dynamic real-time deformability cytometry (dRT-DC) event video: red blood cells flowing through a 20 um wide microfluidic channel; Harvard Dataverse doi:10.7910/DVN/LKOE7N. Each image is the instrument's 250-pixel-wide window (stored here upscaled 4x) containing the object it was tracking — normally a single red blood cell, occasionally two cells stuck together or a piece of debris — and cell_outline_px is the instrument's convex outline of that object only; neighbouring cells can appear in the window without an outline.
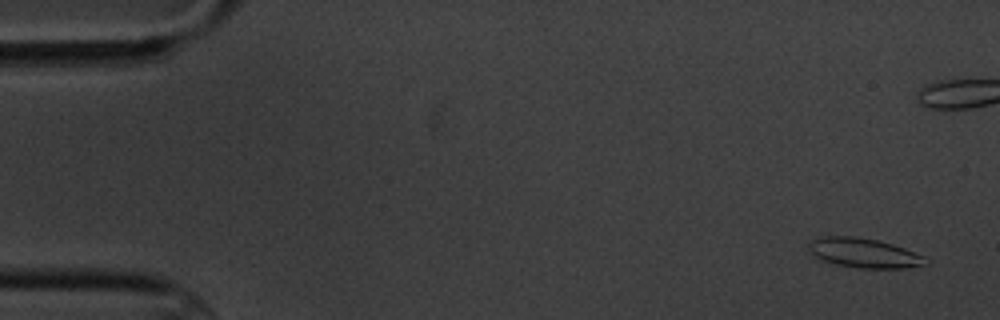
{"species": "common noctule bat (a hibernating species)", "species_latin": "Nyctalus noctula", "temperature_condition": "cold", "stored_images_in_passage": 6, "camera_frame_rate_fps": 3000, "um_per_image_px": 0.085, "animal": {"sex": "male", "body_mass_g": 20.1, "forearm_length_mm": 53.5}, "frame": {"image": 1, "passage_image": 1, "time_ms": 0.0, "image_size_px": [1000, 320], "cell_outline_px": [[928, 264], [904, 268], [856, 268], [836, 264], [824, 260], [816, 256], [808, 248], [808, 244], [812, 240], [820, 236], [856, 236], [876, 240], [892, 244], [904, 248], [924, 256]], "centroid_in_image_um": [73.43, 21.5], "position_along_channel_um": 11.6, "area_um2": 19.94}}
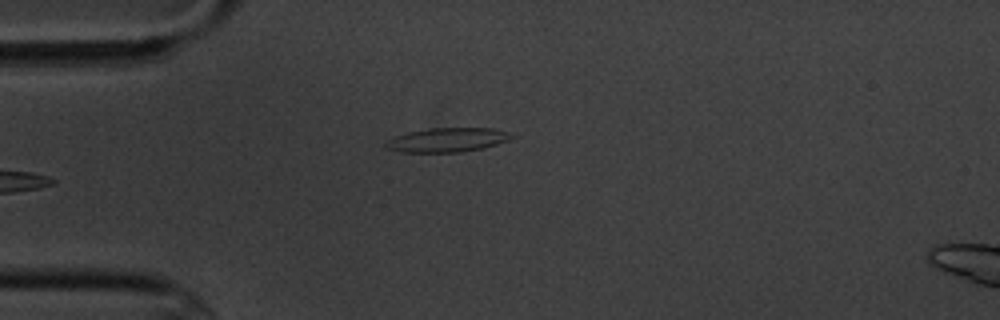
{"frame": {"image": 2, "passage_image": 6, "time_ms": 5.667, "image_size_px": [1000, 320], "cell_outline_px": [[512, 136], [508, 140], [496, 144], [480, 148], [460, 152], [400, 152], [384, 148], [384, 144], [388, 140], [396, 136], [408, 132], [428, 128], [492, 128], [508, 132]], "centroid_in_image_um": [37.95, 11.89], "position_along_channel_um": 47.0, "area_um2": 17.51}}